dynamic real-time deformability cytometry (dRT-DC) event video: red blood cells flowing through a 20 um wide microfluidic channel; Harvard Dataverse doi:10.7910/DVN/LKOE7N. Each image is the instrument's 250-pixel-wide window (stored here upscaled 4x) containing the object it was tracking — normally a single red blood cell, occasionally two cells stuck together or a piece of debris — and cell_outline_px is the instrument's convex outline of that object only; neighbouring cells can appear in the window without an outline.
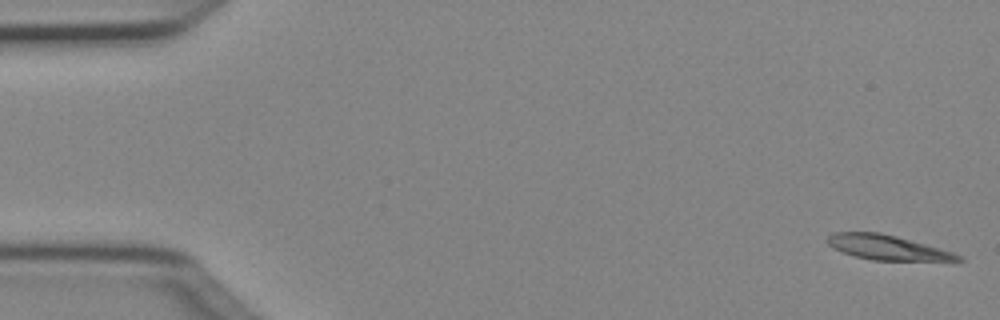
{"species": "Egyptian fruit bat (a non-hibernating species)", "species_latin": "Rousettus aegyptiacus", "temperature_condition": "cold", "stored_images_in_passage": 50, "camera_frame_rate_fps": 3000, "um_per_image_px": 0.085, "animal": {"sex": "female"}, "frame": {"image": 1, "passage_image": 1, "time_ms": 0.0, "image_size_px": [1000, 320], "cell_outline_px": [[964, 260], [872, 260], [856, 256], [844, 252], [828, 244], [828, 236], [832, 232], [880, 232], [896, 236], [952, 252], [960, 256]], "centroid_in_image_um": [75.36, 21.02], "position_along_channel_um": 9.6, "area_um2": 18.21}}
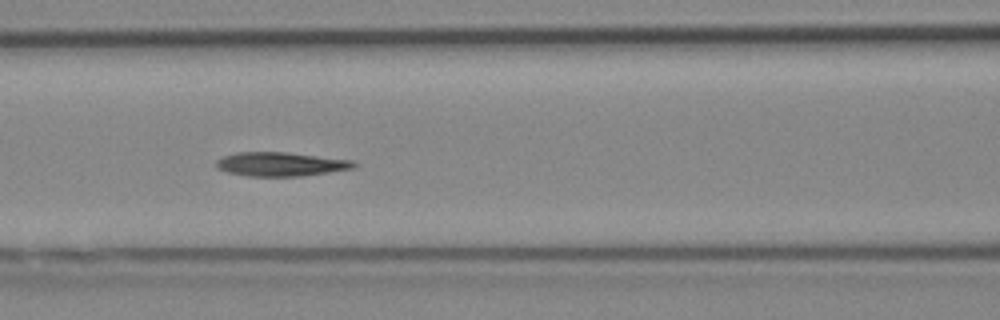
{"frame": {"image": 2, "passage_image": 21, "time_ms": 6.667, "image_size_px": [1000, 320], "cell_outline_px": [[356, 164], [352, 168], [304, 176], [248, 176], [228, 172], [216, 168], [216, 160], [224, 156], [236, 152], [288, 152], [356, 160]], "centroid_in_image_um": [23.87, 13.94], "position_along_channel_um": 142.7, "area_um2": 19.31}}
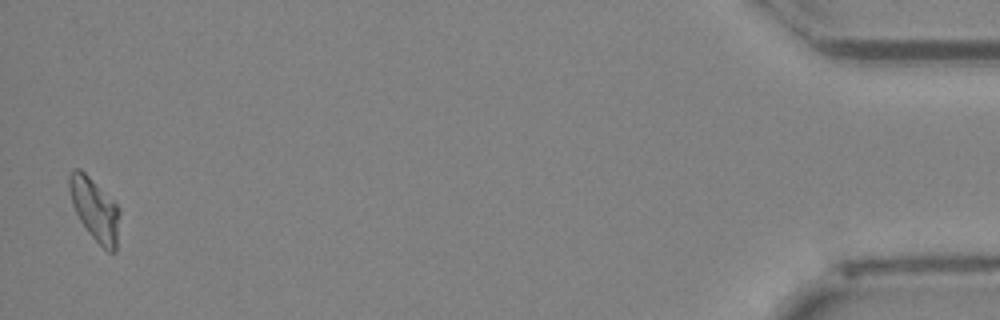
{"frame": {"image": 3, "passage_image": 49, "time_ms": 16.0, "image_size_px": [1000, 320], "cell_outline_px": [[120, 212], [116, 252], [108, 252], [88, 232], [80, 220], [72, 204], [68, 188], [68, 176], [72, 168], [80, 168], [120, 208]], "centroid_in_image_um": [8.04, 17.79], "position_along_channel_um": 427.2, "area_um2": 18.21}, "authors_computed_cell_mechanics": {"area_um2": 18.8717, "velocity_mm_per_s": 4.0216, "shape_relaxation_time_tau1_ms": 6.9629, "shape_relaxation_time_tau2_ms": 9.8007, "deformation_change_tau1": 0.2314, "deformation_change_tau2": 0.1865}}